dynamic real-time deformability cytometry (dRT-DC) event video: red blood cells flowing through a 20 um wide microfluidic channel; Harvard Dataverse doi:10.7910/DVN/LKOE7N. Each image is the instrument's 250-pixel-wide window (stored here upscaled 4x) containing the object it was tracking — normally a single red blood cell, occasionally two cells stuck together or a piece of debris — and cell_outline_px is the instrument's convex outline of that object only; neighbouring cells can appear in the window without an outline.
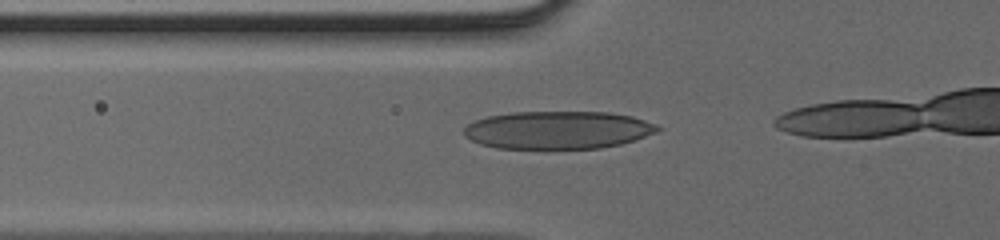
{"species": "human", "species_latin": "Homo sapiens", "temperature_condition": "cold", "stored_images_in_passage": 10, "camera_frame_rate_fps": 3000, "um_per_image_px": 0.085, "donor": {"sex": "male"}, "frame": {"image": 1, "passage_image": 5, "time_ms": 1.333, "image_size_px": [1000, 240], "cell_outline_px": [[664, 128], [656, 132], [636, 140], [620, 144], [600, 148], [496, 148], [480, 144], [464, 136], [464, 128], [468, 124], [476, 120], [488, 116], [512, 112], [608, 112], [632, 116], [656, 124]], "centroid_in_image_um": [47.44, 11.05], "position_along_channel_um": 78.4, "area_um2": 42.71}}
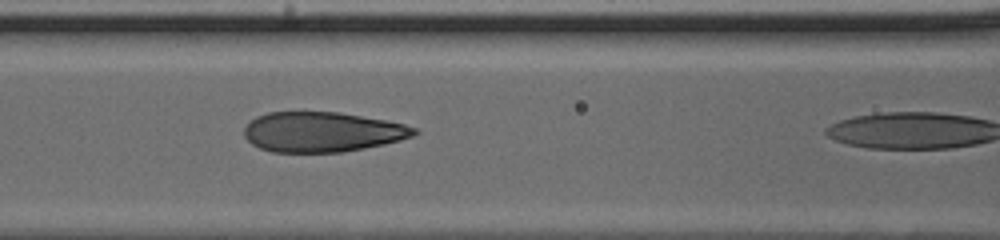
{"frame": {"image": 2, "passage_image": 9, "time_ms": 2.667, "image_size_px": [1000, 240], "cell_outline_px": [[420, 132], [412, 136], [400, 140], [384, 144], [344, 152], [272, 152], [260, 148], [252, 144], [244, 136], [244, 128], [256, 116], [268, 112], [340, 112], [384, 120], [404, 124], [416, 128]], "centroid_in_image_um": [27.39, 11.22], "position_along_channel_um": 139.2, "area_um2": 39.59}}